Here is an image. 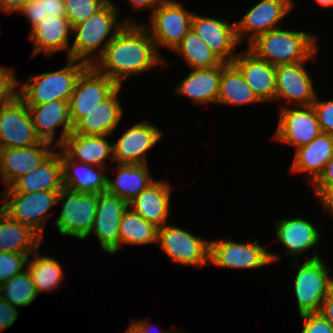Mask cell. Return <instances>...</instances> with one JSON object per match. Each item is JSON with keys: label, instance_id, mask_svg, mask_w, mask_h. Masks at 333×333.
Masks as SVG:
<instances>
[{"label": "cell", "instance_id": "cell-3", "mask_svg": "<svg viewBox=\"0 0 333 333\" xmlns=\"http://www.w3.org/2000/svg\"><path fill=\"white\" fill-rule=\"evenodd\" d=\"M317 45L313 33L280 27L259 35L247 48L258 58L278 66L312 60L317 55Z\"/></svg>", "mask_w": 333, "mask_h": 333}, {"label": "cell", "instance_id": "cell-47", "mask_svg": "<svg viewBox=\"0 0 333 333\" xmlns=\"http://www.w3.org/2000/svg\"><path fill=\"white\" fill-rule=\"evenodd\" d=\"M319 312L327 321L333 325V286L323 300Z\"/></svg>", "mask_w": 333, "mask_h": 333}, {"label": "cell", "instance_id": "cell-36", "mask_svg": "<svg viewBox=\"0 0 333 333\" xmlns=\"http://www.w3.org/2000/svg\"><path fill=\"white\" fill-rule=\"evenodd\" d=\"M183 55L186 63L192 69L212 68L221 65L223 61L210 49L205 41L192 29L182 38L173 49Z\"/></svg>", "mask_w": 333, "mask_h": 333}, {"label": "cell", "instance_id": "cell-14", "mask_svg": "<svg viewBox=\"0 0 333 333\" xmlns=\"http://www.w3.org/2000/svg\"><path fill=\"white\" fill-rule=\"evenodd\" d=\"M294 6L292 0H261L255 4L236 22L239 43L244 38H248L247 45H249L259 35L280 28L279 23ZM246 34L249 36L246 37Z\"/></svg>", "mask_w": 333, "mask_h": 333}, {"label": "cell", "instance_id": "cell-12", "mask_svg": "<svg viewBox=\"0 0 333 333\" xmlns=\"http://www.w3.org/2000/svg\"><path fill=\"white\" fill-rule=\"evenodd\" d=\"M40 141L28 106L19 97L0 106V149L25 148Z\"/></svg>", "mask_w": 333, "mask_h": 333}, {"label": "cell", "instance_id": "cell-32", "mask_svg": "<svg viewBox=\"0 0 333 333\" xmlns=\"http://www.w3.org/2000/svg\"><path fill=\"white\" fill-rule=\"evenodd\" d=\"M41 240L29 226L12 220L0 209V252L32 254Z\"/></svg>", "mask_w": 333, "mask_h": 333}, {"label": "cell", "instance_id": "cell-37", "mask_svg": "<svg viewBox=\"0 0 333 333\" xmlns=\"http://www.w3.org/2000/svg\"><path fill=\"white\" fill-rule=\"evenodd\" d=\"M37 296L27 269L0 285V297L16 308L30 305Z\"/></svg>", "mask_w": 333, "mask_h": 333}, {"label": "cell", "instance_id": "cell-27", "mask_svg": "<svg viewBox=\"0 0 333 333\" xmlns=\"http://www.w3.org/2000/svg\"><path fill=\"white\" fill-rule=\"evenodd\" d=\"M63 188L61 151H55L35 170L16 179L4 192L33 193L61 191Z\"/></svg>", "mask_w": 333, "mask_h": 333}, {"label": "cell", "instance_id": "cell-8", "mask_svg": "<svg viewBox=\"0 0 333 333\" xmlns=\"http://www.w3.org/2000/svg\"><path fill=\"white\" fill-rule=\"evenodd\" d=\"M193 15L175 0H165L152 12L150 24L144 26L149 30L158 52L161 47L173 50L182 41L191 29Z\"/></svg>", "mask_w": 333, "mask_h": 333}, {"label": "cell", "instance_id": "cell-33", "mask_svg": "<svg viewBox=\"0 0 333 333\" xmlns=\"http://www.w3.org/2000/svg\"><path fill=\"white\" fill-rule=\"evenodd\" d=\"M262 102L232 63H222L217 104L246 105Z\"/></svg>", "mask_w": 333, "mask_h": 333}, {"label": "cell", "instance_id": "cell-43", "mask_svg": "<svg viewBox=\"0 0 333 333\" xmlns=\"http://www.w3.org/2000/svg\"><path fill=\"white\" fill-rule=\"evenodd\" d=\"M305 323L301 333H333V325L320 312L301 314Z\"/></svg>", "mask_w": 333, "mask_h": 333}, {"label": "cell", "instance_id": "cell-25", "mask_svg": "<svg viewBox=\"0 0 333 333\" xmlns=\"http://www.w3.org/2000/svg\"><path fill=\"white\" fill-rule=\"evenodd\" d=\"M171 193L172 187L169 182L155 180L129 202V207L159 228L167 224Z\"/></svg>", "mask_w": 333, "mask_h": 333}, {"label": "cell", "instance_id": "cell-45", "mask_svg": "<svg viewBox=\"0 0 333 333\" xmlns=\"http://www.w3.org/2000/svg\"><path fill=\"white\" fill-rule=\"evenodd\" d=\"M322 208L333 215V186H312Z\"/></svg>", "mask_w": 333, "mask_h": 333}, {"label": "cell", "instance_id": "cell-41", "mask_svg": "<svg viewBox=\"0 0 333 333\" xmlns=\"http://www.w3.org/2000/svg\"><path fill=\"white\" fill-rule=\"evenodd\" d=\"M21 84L14 70L0 66V106L10 104L19 97L16 89Z\"/></svg>", "mask_w": 333, "mask_h": 333}, {"label": "cell", "instance_id": "cell-26", "mask_svg": "<svg viewBox=\"0 0 333 333\" xmlns=\"http://www.w3.org/2000/svg\"><path fill=\"white\" fill-rule=\"evenodd\" d=\"M103 135L69 134L59 147L71 160L107 168L106 159L113 162V145Z\"/></svg>", "mask_w": 333, "mask_h": 333}, {"label": "cell", "instance_id": "cell-39", "mask_svg": "<svg viewBox=\"0 0 333 333\" xmlns=\"http://www.w3.org/2000/svg\"><path fill=\"white\" fill-rule=\"evenodd\" d=\"M109 0H64L65 16L73 27L98 12Z\"/></svg>", "mask_w": 333, "mask_h": 333}, {"label": "cell", "instance_id": "cell-29", "mask_svg": "<svg viewBox=\"0 0 333 333\" xmlns=\"http://www.w3.org/2000/svg\"><path fill=\"white\" fill-rule=\"evenodd\" d=\"M63 186L76 192L107 191V177L103 167L71 160L61 150ZM99 171H98V170Z\"/></svg>", "mask_w": 333, "mask_h": 333}, {"label": "cell", "instance_id": "cell-19", "mask_svg": "<svg viewBox=\"0 0 333 333\" xmlns=\"http://www.w3.org/2000/svg\"><path fill=\"white\" fill-rule=\"evenodd\" d=\"M51 143L40 141L25 148L0 149V176L9 187L20 176L39 167L55 151L49 148Z\"/></svg>", "mask_w": 333, "mask_h": 333}, {"label": "cell", "instance_id": "cell-22", "mask_svg": "<svg viewBox=\"0 0 333 333\" xmlns=\"http://www.w3.org/2000/svg\"><path fill=\"white\" fill-rule=\"evenodd\" d=\"M70 34L72 26L67 17L47 16L35 25L29 35L33 42V57L39 53L52 56L58 51H66V57L70 58Z\"/></svg>", "mask_w": 333, "mask_h": 333}, {"label": "cell", "instance_id": "cell-6", "mask_svg": "<svg viewBox=\"0 0 333 333\" xmlns=\"http://www.w3.org/2000/svg\"><path fill=\"white\" fill-rule=\"evenodd\" d=\"M60 191H36L33 193L3 192L0 209L12 220L29 226L43 238L50 210L57 205ZM49 212V213H48Z\"/></svg>", "mask_w": 333, "mask_h": 333}, {"label": "cell", "instance_id": "cell-5", "mask_svg": "<svg viewBox=\"0 0 333 333\" xmlns=\"http://www.w3.org/2000/svg\"><path fill=\"white\" fill-rule=\"evenodd\" d=\"M316 253L315 250L313 256L306 259L303 264L298 260H292L294 267L298 269L293 289L299 315L319 312L323 300L333 286V276L330 275L329 266H326Z\"/></svg>", "mask_w": 333, "mask_h": 333}, {"label": "cell", "instance_id": "cell-23", "mask_svg": "<svg viewBox=\"0 0 333 333\" xmlns=\"http://www.w3.org/2000/svg\"><path fill=\"white\" fill-rule=\"evenodd\" d=\"M275 223L277 239L285 247V253L294 257L293 260L318 246L321 238L319 228L302 216L276 220Z\"/></svg>", "mask_w": 333, "mask_h": 333}, {"label": "cell", "instance_id": "cell-24", "mask_svg": "<svg viewBox=\"0 0 333 333\" xmlns=\"http://www.w3.org/2000/svg\"><path fill=\"white\" fill-rule=\"evenodd\" d=\"M121 88L122 86H119L106 100L87 112V115L74 125L72 133L110 136L123 116V108L118 99Z\"/></svg>", "mask_w": 333, "mask_h": 333}, {"label": "cell", "instance_id": "cell-20", "mask_svg": "<svg viewBox=\"0 0 333 333\" xmlns=\"http://www.w3.org/2000/svg\"><path fill=\"white\" fill-rule=\"evenodd\" d=\"M37 136L49 143H54L56 128L63 126L60 139L53 147H60L66 137L73 132L70 119L69 102L54 100L39 105H27Z\"/></svg>", "mask_w": 333, "mask_h": 333}, {"label": "cell", "instance_id": "cell-38", "mask_svg": "<svg viewBox=\"0 0 333 333\" xmlns=\"http://www.w3.org/2000/svg\"><path fill=\"white\" fill-rule=\"evenodd\" d=\"M25 16L31 29L47 16H65L64 0H28L18 12Z\"/></svg>", "mask_w": 333, "mask_h": 333}, {"label": "cell", "instance_id": "cell-30", "mask_svg": "<svg viewBox=\"0 0 333 333\" xmlns=\"http://www.w3.org/2000/svg\"><path fill=\"white\" fill-rule=\"evenodd\" d=\"M332 156L333 136L321 133L308 145L296 149L291 171L306 173V179L312 184L320 176Z\"/></svg>", "mask_w": 333, "mask_h": 333}, {"label": "cell", "instance_id": "cell-2", "mask_svg": "<svg viewBox=\"0 0 333 333\" xmlns=\"http://www.w3.org/2000/svg\"><path fill=\"white\" fill-rule=\"evenodd\" d=\"M117 8L118 6L116 7L113 1L109 0L86 21L72 27V33L76 37L70 46V59L92 65L126 23H137L128 18L118 24L119 9Z\"/></svg>", "mask_w": 333, "mask_h": 333}, {"label": "cell", "instance_id": "cell-51", "mask_svg": "<svg viewBox=\"0 0 333 333\" xmlns=\"http://www.w3.org/2000/svg\"><path fill=\"white\" fill-rule=\"evenodd\" d=\"M322 7H333V0H315Z\"/></svg>", "mask_w": 333, "mask_h": 333}, {"label": "cell", "instance_id": "cell-50", "mask_svg": "<svg viewBox=\"0 0 333 333\" xmlns=\"http://www.w3.org/2000/svg\"><path fill=\"white\" fill-rule=\"evenodd\" d=\"M130 4H133V7L137 9H151L152 12L165 0H129ZM153 8V9H152Z\"/></svg>", "mask_w": 333, "mask_h": 333}, {"label": "cell", "instance_id": "cell-42", "mask_svg": "<svg viewBox=\"0 0 333 333\" xmlns=\"http://www.w3.org/2000/svg\"><path fill=\"white\" fill-rule=\"evenodd\" d=\"M322 133L333 136V100L320 101L316 99L312 104Z\"/></svg>", "mask_w": 333, "mask_h": 333}, {"label": "cell", "instance_id": "cell-18", "mask_svg": "<svg viewBox=\"0 0 333 333\" xmlns=\"http://www.w3.org/2000/svg\"><path fill=\"white\" fill-rule=\"evenodd\" d=\"M191 29L202 38L210 49L225 63H231L238 53L235 52L239 44L236 22L219 20L194 13Z\"/></svg>", "mask_w": 333, "mask_h": 333}, {"label": "cell", "instance_id": "cell-11", "mask_svg": "<svg viewBox=\"0 0 333 333\" xmlns=\"http://www.w3.org/2000/svg\"><path fill=\"white\" fill-rule=\"evenodd\" d=\"M119 85L89 65L79 76L71 97L69 112L72 125L87 115L92 108L106 100Z\"/></svg>", "mask_w": 333, "mask_h": 333}, {"label": "cell", "instance_id": "cell-34", "mask_svg": "<svg viewBox=\"0 0 333 333\" xmlns=\"http://www.w3.org/2000/svg\"><path fill=\"white\" fill-rule=\"evenodd\" d=\"M34 257L28 260L27 269L37 294L42 292H51L59 288L63 280V268L56 258L41 256L39 248L32 253Z\"/></svg>", "mask_w": 333, "mask_h": 333}, {"label": "cell", "instance_id": "cell-28", "mask_svg": "<svg viewBox=\"0 0 333 333\" xmlns=\"http://www.w3.org/2000/svg\"><path fill=\"white\" fill-rule=\"evenodd\" d=\"M179 81L176 93L196 104H216L219 96L222 64L212 68L192 69Z\"/></svg>", "mask_w": 333, "mask_h": 333}, {"label": "cell", "instance_id": "cell-21", "mask_svg": "<svg viewBox=\"0 0 333 333\" xmlns=\"http://www.w3.org/2000/svg\"><path fill=\"white\" fill-rule=\"evenodd\" d=\"M231 63L240 71L247 84L261 101H275V65L258 58L248 48L239 52Z\"/></svg>", "mask_w": 333, "mask_h": 333}, {"label": "cell", "instance_id": "cell-7", "mask_svg": "<svg viewBox=\"0 0 333 333\" xmlns=\"http://www.w3.org/2000/svg\"><path fill=\"white\" fill-rule=\"evenodd\" d=\"M60 202L63 206L55 221L58 232L62 236H73L80 240L87 239L92 234L98 193L76 192L64 187L58 195L57 203Z\"/></svg>", "mask_w": 333, "mask_h": 333}, {"label": "cell", "instance_id": "cell-49", "mask_svg": "<svg viewBox=\"0 0 333 333\" xmlns=\"http://www.w3.org/2000/svg\"><path fill=\"white\" fill-rule=\"evenodd\" d=\"M129 328L134 332V333H153L151 332V325H150V321L148 322V320H137V319H133L130 322ZM172 331L169 329V331L165 332H159V333H171Z\"/></svg>", "mask_w": 333, "mask_h": 333}, {"label": "cell", "instance_id": "cell-4", "mask_svg": "<svg viewBox=\"0 0 333 333\" xmlns=\"http://www.w3.org/2000/svg\"><path fill=\"white\" fill-rule=\"evenodd\" d=\"M89 65L67 58L64 68L30 76L19 86V98L26 105H39L54 100L69 101L81 73Z\"/></svg>", "mask_w": 333, "mask_h": 333}, {"label": "cell", "instance_id": "cell-13", "mask_svg": "<svg viewBox=\"0 0 333 333\" xmlns=\"http://www.w3.org/2000/svg\"><path fill=\"white\" fill-rule=\"evenodd\" d=\"M285 106L280 110L278 128L274 134L276 140L298 149L308 145L322 133L312 105L298 106L295 109Z\"/></svg>", "mask_w": 333, "mask_h": 333}, {"label": "cell", "instance_id": "cell-48", "mask_svg": "<svg viewBox=\"0 0 333 333\" xmlns=\"http://www.w3.org/2000/svg\"><path fill=\"white\" fill-rule=\"evenodd\" d=\"M28 0H0V12H19Z\"/></svg>", "mask_w": 333, "mask_h": 333}, {"label": "cell", "instance_id": "cell-46", "mask_svg": "<svg viewBox=\"0 0 333 333\" xmlns=\"http://www.w3.org/2000/svg\"><path fill=\"white\" fill-rule=\"evenodd\" d=\"M312 186H333V156L326 163L320 176L311 184Z\"/></svg>", "mask_w": 333, "mask_h": 333}, {"label": "cell", "instance_id": "cell-40", "mask_svg": "<svg viewBox=\"0 0 333 333\" xmlns=\"http://www.w3.org/2000/svg\"><path fill=\"white\" fill-rule=\"evenodd\" d=\"M29 257L25 253L0 252V285L22 273Z\"/></svg>", "mask_w": 333, "mask_h": 333}, {"label": "cell", "instance_id": "cell-17", "mask_svg": "<svg viewBox=\"0 0 333 333\" xmlns=\"http://www.w3.org/2000/svg\"><path fill=\"white\" fill-rule=\"evenodd\" d=\"M306 62L308 61L276 66L275 102L286 100L290 106L295 103L297 107L313 104L317 93L312 78L305 69Z\"/></svg>", "mask_w": 333, "mask_h": 333}, {"label": "cell", "instance_id": "cell-44", "mask_svg": "<svg viewBox=\"0 0 333 333\" xmlns=\"http://www.w3.org/2000/svg\"><path fill=\"white\" fill-rule=\"evenodd\" d=\"M18 309L0 297V331L10 328L18 318Z\"/></svg>", "mask_w": 333, "mask_h": 333}, {"label": "cell", "instance_id": "cell-52", "mask_svg": "<svg viewBox=\"0 0 333 333\" xmlns=\"http://www.w3.org/2000/svg\"><path fill=\"white\" fill-rule=\"evenodd\" d=\"M125 333H134V332L128 327Z\"/></svg>", "mask_w": 333, "mask_h": 333}, {"label": "cell", "instance_id": "cell-10", "mask_svg": "<svg viewBox=\"0 0 333 333\" xmlns=\"http://www.w3.org/2000/svg\"><path fill=\"white\" fill-rule=\"evenodd\" d=\"M279 259L258 244V240L247 243L235 242L232 239L210 241L209 264L221 268L255 269L264 267Z\"/></svg>", "mask_w": 333, "mask_h": 333}, {"label": "cell", "instance_id": "cell-9", "mask_svg": "<svg viewBox=\"0 0 333 333\" xmlns=\"http://www.w3.org/2000/svg\"><path fill=\"white\" fill-rule=\"evenodd\" d=\"M157 243L172 262L191 266H208L210 241L190 231L165 224L158 228Z\"/></svg>", "mask_w": 333, "mask_h": 333}, {"label": "cell", "instance_id": "cell-16", "mask_svg": "<svg viewBox=\"0 0 333 333\" xmlns=\"http://www.w3.org/2000/svg\"><path fill=\"white\" fill-rule=\"evenodd\" d=\"M129 203L107 191L98 193V204L91 232L100 241L101 248L108 254L119 250V226Z\"/></svg>", "mask_w": 333, "mask_h": 333}, {"label": "cell", "instance_id": "cell-31", "mask_svg": "<svg viewBox=\"0 0 333 333\" xmlns=\"http://www.w3.org/2000/svg\"><path fill=\"white\" fill-rule=\"evenodd\" d=\"M116 165L114 170L118 174L115 181L107 177V192L128 203L155 181L149 172L148 164Z\"/></svg>", "mask_w": 333, "mask_h": 333}, {"label": "cell", "instance_id": "cell-15", "mask_svg": "<svg viewBox=\"0 0 333 333\" xmlns=\"http://www.w3.org/2000/svg\"><path fill=\"white\" fill-rule=\"evenodd\" d=\"M163 132L148 120L127 129L113 145V162L147 164L146 155L157 144Z\"/></svg>", "mask_w": 333, "mask_h": 333}, {"label": "cell", "instance_id": "cell-35", "mask_svg": "<svg viewBox=\"0 0 333 333\" xmlns=\"http://www.w3.org/2000/svg\"><path fill=\"white\" fill-rule=\"evenodd\" d=\"M119 232L120 249L124 244L144 245L148 243H156L158 227L153 223L147 222L128 207L122 216Z\"/></svg>", "mask_w": 333, "mask_h": 333}, {"label": "cell", "instance_id": "cell-1", "mask_svg": "<svg viewBox=\"0 0 333 333\" xmlns=\"http://www.w3.org/2000/svg\"><path fill=\"white\" fill-rule=\"evenodd\" d=\"M164 62L146 26L126 23L91 66L122 86L129 76Z\"/></svg>", "mask_w": 333, "mask_h": 333}]
</instances>
